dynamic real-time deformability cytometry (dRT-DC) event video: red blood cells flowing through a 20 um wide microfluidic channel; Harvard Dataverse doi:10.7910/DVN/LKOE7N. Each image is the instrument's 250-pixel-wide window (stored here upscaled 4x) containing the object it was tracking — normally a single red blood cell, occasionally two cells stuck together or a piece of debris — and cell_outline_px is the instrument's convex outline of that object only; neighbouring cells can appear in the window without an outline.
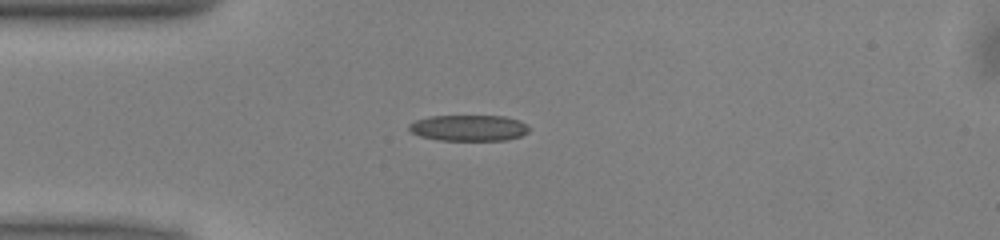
{"species": "common noctule bat (a hibernating species)", "species_latin": "Nyctalus noctula", "temperature_condition": "warm", "stored_images_in_passage": 39, "camera_frame_rate_fps": 3000, "um_per_image_px": 0.085, "animal": {"sex": "male", "body_mass_g": 13.0, "forearm_length_mm": 53.1}, "frame": {"image": 1, "passage_image": 1, "time_ms": 0.0, "image_size_px": [1000, 240], "cell_outline_px": [[528, 132], [520, 136], [508, 140], [436, 140], [420, 136], [412, 132], [408, 128], [408, 124], [416, 120], [428, 116], [504, 116], [520, 120], [528, 124]], "centroid_in_image_um": [39.85, 10.87], "position_along_channel_um": 45.2, "area_um2": 18.32}}
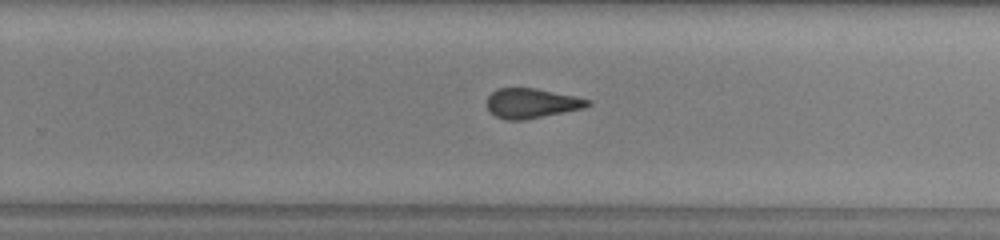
{"frame": {"image": 2, "passage_image": 20, "time_ms": 6.333, "image_size_px": [1000, 240], "cell_outline_px": [[592, 104], [584, 108], [524, 120], [504, 120], [496, 116], [488, 108], [488, 96], [496, 88], [536, 88], [576, 96], [592, 100]], "centroid_in_image_um": [45.22, 8.77], "position_along_channel_um": 284.6, "area_um2": 17.51}}
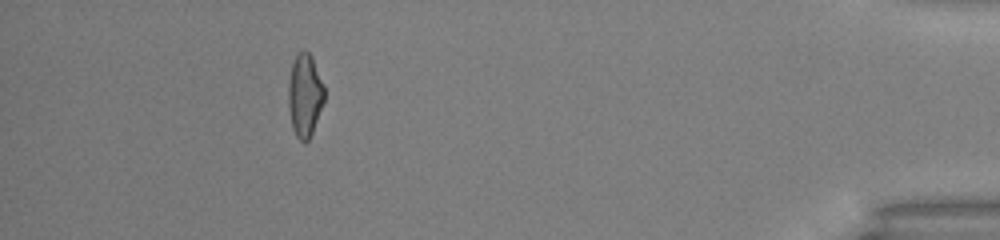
{"frame": {"image": 3, "passage_image": 34, "time_ms": 11.0, "image_size_px": [1000, 240], "cell_outline_px": [[324, 100], [312, 132], [308, 140], [304, 144], [296, 136], [292, 128], [288, 108], [288, 80], [292, 64], [296, 52], [304, 48], [312, 56], [324, 88]], "centroid_in_image_um": [25.88, 8.07], "position_along_channel_um": 409.3, "area_um2": 17.51}, "authors_computed_cell_mechanics": {"area_um2": 18.0914, "velocity_mm_per_s": 4.0254, "shape_relaxation_time_tau1_ms": 5.4742, "shape_relaxation_time_tau2_ms": 2.2557, "deformation_change_tau1": 0.1589, "deformation_change_tau2": 0.11}}